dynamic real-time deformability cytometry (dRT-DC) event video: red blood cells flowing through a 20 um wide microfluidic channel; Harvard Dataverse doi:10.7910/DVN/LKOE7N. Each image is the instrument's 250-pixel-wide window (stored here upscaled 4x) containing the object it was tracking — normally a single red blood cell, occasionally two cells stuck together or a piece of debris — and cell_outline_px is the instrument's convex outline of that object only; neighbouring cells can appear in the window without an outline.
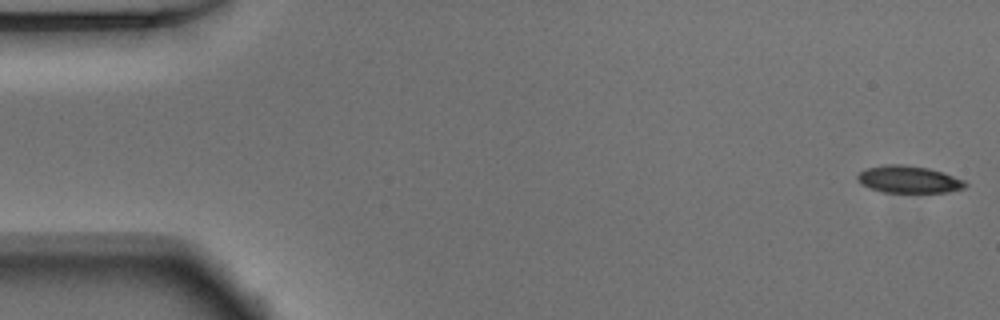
{"species": "Egyptian fruit bat (a non-hibernating species)", "species_latin": "Rousettus aegyptiacus", "temperature_condition": "warm", "stored_images_in_passage": 51, "camera_frame_rate_fps": 3000, "um_per_image_px": 0.085, "animal": {"sex": "male"}, "frame": {"image": 1, "passage_image": 1, "time_ms": 0.0, "image_size_px": [1000, 320], "cell_outline_px": [[968, 184], [964, 188], [948, 192], [884, 192], [860, 184], [856, 176], [860, 172], [868, 168], [888, 164], [900, 164], [928, 168], [944, 172], [964, 180]], "centroid_in_image_um": [77.27, 15.25], "position_along_channel_um": 7.7, "area_um2": 16.94}}
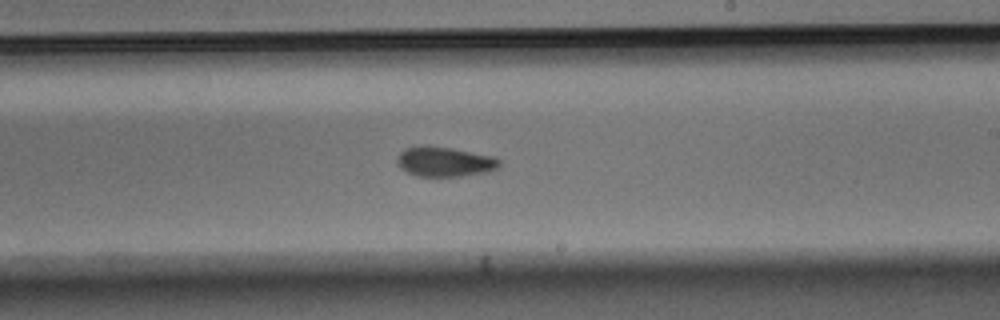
{"frame": {"image": 2, "passage_image": 30, "time_ms": 9.667, "image_size_px": [1000, 320], "cell_outline_px": [[500, 164], [496, 168], [488, 172], [460, 176], [416, 176], [400, 168], [396, 160], [400, 152], [404, 148], [420, 144], [428, 144], [452, 148], [492, 156], [500, 160]], "centroid_in_image_um": [37.74, 13.72], "position_along_channel_um": 251.3, "area_um2": 17.98}}
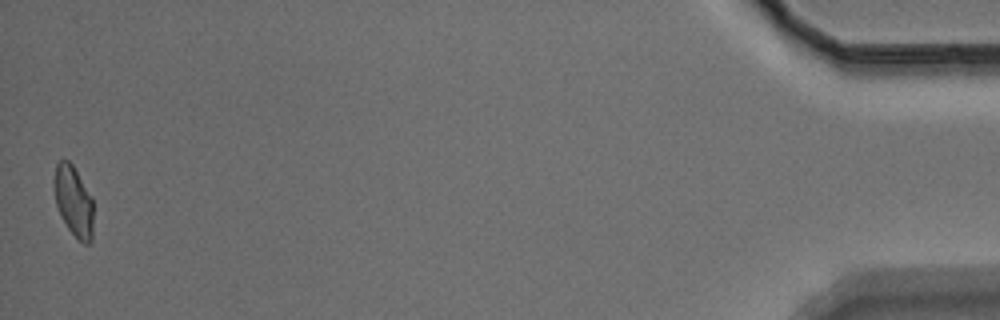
{"frame": {"image": 3, "passage_image": 51, "time_ms": 16.667, "image_size_px": [1000, 320], "cell_outline_px": [[92, 240], [88, 244], [84, 244], [68, 228], [56, 204], [52, 188], [52, 180], [56, 164], [60, 160], [68, 160], [72, 164], [92, 196]], "centroid_in_image_um": [6.22, 17.05], "position_along_channel_um": 429.0, "area_um2": 16.13}, "authors_computed_cell_mechanics": {"area_um2": 17.6868, "velocity_mm_per_s": 3.9009, "shape_relaxation_time_tau1_ms": 3.4229, "shape_relaxation_time_tau2_ms": 4.9479, "deformation_change_tau1": 0.1329, "deformation_change_tau2": 0.0854}}